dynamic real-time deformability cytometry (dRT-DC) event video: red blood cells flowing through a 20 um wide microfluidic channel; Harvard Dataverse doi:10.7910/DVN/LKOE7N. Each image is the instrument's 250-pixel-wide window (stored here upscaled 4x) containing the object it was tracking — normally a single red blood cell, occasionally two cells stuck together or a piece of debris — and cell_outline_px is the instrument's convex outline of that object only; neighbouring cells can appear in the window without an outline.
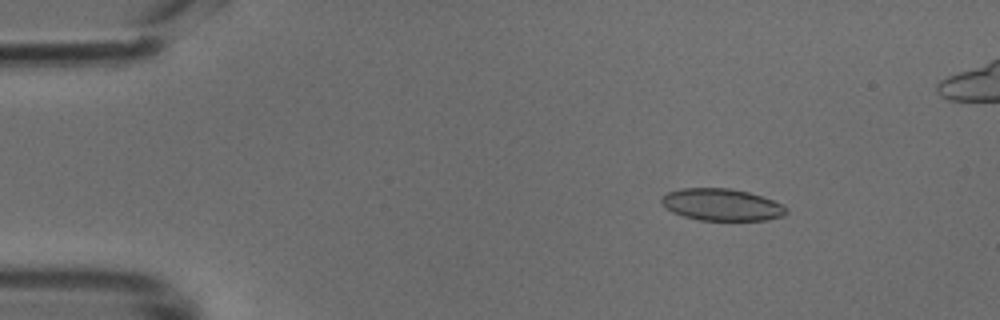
{"species": "common noctule bat (a hibernating species)", "species_latin": "Nyctalus noctula", "temperature_condition": "cold", "stored_images_in_passage": 15, "camera_frame_rate_fps": 3000, "um_per_image_px": 0.085, "animal": {"sex": "male", "body_mass_g": 18.8}, "frame": {"image": 1, "passage_image": 7, "time_ms": 2.0, "image_size_px": [1000, 320], "cell_outline_px": [[788, 212], [784, 216], [768, 220], [700, 220], [684, 216], [672, 212], [664, 208], [660, 204], [660, 196], [668, 192], [680, 188], [728, 188], [748, 192], [772, 200], [788, 208]], "centroid_in_image_um": [61.3, 17.4], "position_along_channel_um": 23.7, "area_um2": 23.41}}